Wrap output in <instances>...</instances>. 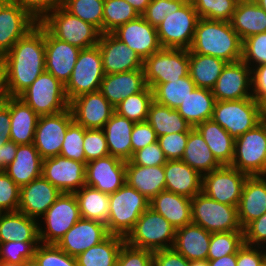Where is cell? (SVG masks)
Returning a JSON list of instances; mask_svg holds the SVG:
<instances>
[{
    "label": "cell",
    "mask_w": 266,
    "mask_h": 266,
    "mask_svg": "<svg viewBox=\"0 0 266 266\" xmlns=\"http://www.w3.org/2000/svg\"><path fill=\"white\" fill-rule=\"evenodd\" d=\"M204 138L215 159L223 165H231L234 155L235 140L212 119L194 127Z\"/></svg>",
    "instance_id": "cell-37"
},
{
    "label": "cell",
    "mask_w": 266,
    "mask_h": 266,
    "mask_svg": "<svg viewBox=\"0 0 266 266\" xmlns=\"http://www.w3.org/2000/svg\"><path fill=\"white\" fill-rule=\"evenodd\" d=\"M20 266H40L35 258L25 260Z\"/></svg>",
    "instance_id": "cell-72"
},
{
    "label": "cell",
    "mask_w": 266,
    "mask_h": 266,
    "mask_svg": "<svg viewBox=\"0 0 266 266\" xmlns=\"http://www.w3.org/2000/svg\"><path fill=\"white\" fill-rule=\"evenodd\" d=\"M244 243L251 246L266 244V212L243 229Z\"/></svg>",
    "instance_id": "cell-62"
},
{
    "label": "cell",
    "mask_w": 266,
    "mask_h": 266,
    "mask_svg": "<svg viewBox=\"0 0 266 266\" xmlns=\"http://www.w3.org/2000/svg\"><path fill=\"white\" fill-rule=\"evenodd\" d=\"M18 145L13 141H8L0 146V172L5 171L13 162L17 153Z\"/></svg>",
    "instance_id": "cell-67"
},
{
    "label": "cell",
    "mask_w": 266,
    "mask_h": 266,
    "mask_svg": "<svg viewBox=\"0 0 266 266\" xmlns=\"http://www.w3.org/2000/svg\"><path fill=\"white\" fill-rule=\"evenodd\" d=\"M210 240L211 232L190 223L176 229L172 248L188 261L207 260Z\"/></svg>",
    "instance_id": "cell-29"
},
{
    "label": "cell",
    "mask_w": 266,
    "mask_h": 266,
    "mask_svg": "<svg viewBox=\"0 0 266 266\" xmlns=\"http://www.w3.org/2000/svg\"><path fill=\"white\" fill-rule=\"evenodd\" d=\"M264 248H265V249H264ZM263 250H264V252H265V255H266V246H264V247H263Z\"/></svg>",
    "instance_id": "cell-79"
},
{
    "label": "cell",
    "mask_w": 266,
    "mask_h": 266,
    "mask_svg": "<svg viewBox=\"0 0 266 266\" xmlns=\"http://www.w3.org/2000/svg\"><path fill=\"white\" fill-rule=\"evenodd\" d=\"M147 122L157 137L171 133L189 132L193 127L176 109L152 101L148 109Z\"/></svg>",
    "instance_id": "cell-40"
},
{
    "label": "cell",
    "mask_w": 266,
    "mask_h": 266,
    "mask_svg": "<svg viewBox=\"0 0 266 266\" xmlns=\"http://www.w3.org/2000/svg\"><path fill=\"white\" fill-rule=\"evenodd\" d=\"M244 244L243 231L211 233L207 260H215L229 254H237Z\"/></svg>",
    "instance_id": "cell-48"
},
{
    "label": "cell",
    "mask_w": 266,
    "mask_h": 266,
    "mask_svg": "<svg viewBox=\"0 0 266 266\" xmlns=\"http://www.w3.org/2000/svg\"><path fill=\"white\" fill-rule=\"evenodd\" d=\"M20 187L4 172H0V208L4 212L18 211Z\"/></svg>",
    "instance_id": "cell-58"
},
{
    "label": "cell",
    "mask_w": 266,
    "mask_h": 266,
    "mask_svg": "<svg viewBox=\"0 0 266 266\" xmlns=\"http://www.w3.org/2000/svg\"><path fill=\"white\" fill-rule=\"evenodd\" d=\"M4 211L0 208V217L3 215Z\"/></svg>",
    "instance_id": "cell-77"
},
{
    "label": "cell",
    "mask_w": 266,
    "mask_h": 266,
    "mask_svg": "<svg viewBox=\"0 0 266 266\" xmlns=\"http://www.w3.org/2000/svg\"><path fill=\"white\" fill-rule=\"evenodd\" d=\"M153 266H190V261L169 248L153 252Z\"/></svg>",
    "instance_id": "cell-64"
},
{
    "label": "cell",
    "mask_w": 266,
    "mask_h": 266,
    "mask_svg": "<svg viewBox=\"0 0 266 266\" xmlns=\"http://www.w3.org/2000/svg\"><path fill=\"white\" fill-rule=\"evenodd\" d=\"M199 18L230 22L237 0H190Z\"/></svg>",
    "instance_id": "cell-49"
},
{
    "label": "cell",
    "mask_w": 266,
    "mask_h": 266,
    "mask_svg": "<svg viewBox=\"0 0 266 266\" xmlns=\"http://www.w3.org/2000/svg\"><path fill=\"white\" fill-rule=\"evenodd\" d=\"M69 108L73 120L85 129H103L115 112L99 90L77 96L69 102Z\"/></svg>",
    "instance_id": "cell-20"
},
{
    "label": "cell",
    "mask_w": 266,
    "mask_h": 266,
    "mask_svg": "<svg viewBox=\"0 0 266 266\" xmlns=\"http://www.w3.org/2000/svg\"><path fill=\"white\" fill-rule=\"evenodd\" d=\"M126 183V161L108 155L86 163L85 185L106 194L116 192Z\"/></svg>",
    "instance_id": "cell-16"
},
{
    "label": "cell",
    "mask_w": 266,
    "mask_h": 266,
    "mask_svg": "<svg viewBox=\"0 0 266 266\" xmlns=\"http://www.w3.org/2000/svg\"><path fill=\"white\" fill-rule=\"evenodd\" d=\"M62 193L43 176L20 188L18 211L38 219Z\"/></svg>",
    "instance_id": "cell-25"
},
{
    "label": "cell",
    "mask_w": 266,
    "mask_h": 266,
    "mask_svg": "<svg viewBox=\"0 0 266 266\" xmlns=\"http://www.w3.org/2000/svg\"><path fill=\"white\" fill-rule=\"evenodd\" d=\"M74 195L78 202L81 218L107 223L109 194L85 185L74 192Z\"/></svg>",
    "instance_id": "cell-43"
},
{
    "label": "cell",
    "mask_w": 266,
    "mask_h": 266,
    "mask_svg": "<svg viewBox=\"0 0 266 266\" xmlns=\"http://www.w3.org/2000/svg\"><path fill=\"white\" fill-rule=\"evenodd\" d=\"M39 115L19 97H10V139L17 145L34 142Z\"/></svg>",
    "instance_id": "cell-33"
},
{
    "label": "cell",
    "mask_w": 266,
    "mask_h": 266,
    "mask_svg": "<svg viewBox=\"0 0 266 266\" xmlns=\"http://www.w3.org/2000/svg\"><path fill=\"white\" fill-rule=\"evenodd\" d=\"M191 214L192 223L211 233L243 231L236 206L219 203L203 192L191 199Z\"/></svg>",
    "instance_id": "cell-7"
},
{
    "label": "cell",
    "mask_w": 266,
    "mask_h": 266,
    "mask_svg": "<svg viewBox=\"0 0 266 266\" xmlns=\"http://www.w3.org/2000/svg\"><path fill=\"white\" fill-rule=\"evenodd\" d=\"M190 266H208V260L190 261Z\"/></svg>",
    "instance_id": "cell-73"
},
{
    "label": "cell",
    "mask_w": 266,
    "mask_h": 266,
    "mask_svg": "<svg viewBox=\"0 0 266 266\" xmlns=\"http://www.w3.org/2000/svg\"><path fill=\"white\" fill-rule=\"evenodd\" d=\"M10 97L7 84V68L3 56H0V103Z\"/></svg>",
    "instance_id": "cell-68"
},
{
    "label": "cell",
    "mask_w": 266,
    "mask_h": 266,
    "mask_svg": "<svg viewBox=\"0 0 266 266\" xmlns=\"http://www.w3.org/2000/svg\"><path fill=\"white\" fill-rule=\"evenodd\" d=\"M61 5L71 14L92 24L103 33L104 0H62Z\"/></svg>",
    "instance_id": "cell-47"
},
{
    "label": "cell",
    "mask_w": 266,
    "mask_h": 266,
    "mask_svg": "<svg viewBox=\"0 0 266 266\" xmlns=\"http://www.w3.org/2000/svg\"><path fill=\"white\" fill-rule=\"evenodd\" d=\"M40 24L54 37L80 49L96 46L101 32L92 24L68 12L61 4Z\"/></svg>",
    "instance_id": "cell-4"
},
{
    "label": "cell",
    "mask_w": 266,
    "mask_h": 266,
    "mask_svg": "<svg viewBox=\"0 0 266 266\" xmlns=\"http://www.w3.org/2000/svg\"><path fill=\"white\" fill-rule=\"evenodd\" d=\"M83 142L85 163L110 155L103 129L84 128Z\"/></svg>",
    "instance_id": "cell-54"
},
{
    "label": "cell",
    "mask_w": 266,
    "mask_h": 266,
    "mask_svg": "<svg viewBox=\"0 0 266 266\" xmlns=\"http://www.w3.org/2000/svg\"><path fill=\"white\" fill-rule=\"evenodd\" d=\"M84 127L73 121L64 136L60 156L85 163Z\"/></svg>",
    "instance_id": "cell-51"
},
{
    "label": "cell",
    "mask_w": 266,
    "mask_h": 266,
    "mask_svg": "<svg viewBox=\"0 0 266 266\" xmlns=\"http://www.w3.org/2000/svg\"><path fill=\"white\" fill-rule=\"evenodd\" d=\"M188 0H151L141 15L152 26L157 27L167 16L179 10Z\"/></svg>",
    "instance_id": "cell-55"
},
{
    "label": "cell",
    "mask_w": 266,
    "mask_h": 266,
    "mask_svg": "<svg viewBox=\"0 0 266 266\" xmlns=\"http://www.w3.org/2000/svg\"><path fill=\"white\" fill-rule=\"evenodd\" d=\"M157 139L156 132L147 121L135 123L131 132L132 154L157 142Z\"/></svg>",
    "instance_id": "cell-61"
},
{
    "label": "cell",
    "mask_w": 266,
    "mask_h": 266,
    "mask_svg": "<svg viewBox=\"0 0 266 266\" xmlns=\"http://www.w3.org/2000/svg\"><path fill=\"white\" fill-rule=\"evenodd\" d=\"M135 122L118 115L112 114L103 127V132L111 156L128 161L132 157L131 132Z\"/></svg>",
    "instance_id": "cell-35"
},
{
    "label": "cell",
    "mask_w": 266,
    "mask_h": 266,
    "mask_svg": "<svg viewBox=\"0 0 266 266\" xmlns=\"http://www.w3.org/2000/svg\"><path fill=\"white\" fill-rule=\"evenodd\" d=\"M201 176L220 168L222 165L215 159L201 134L192 128L181 159Z\"/></svg>",
    "instance_id": "cell-39"
},
{
    "label": "cell",
    "mask_w": 266,
    "mask_h": 266,
    "mask_svg": "<svg viewBox=\"0 0 266 266\" xmlns=\"http://www.w3.org/2000/svg\"><path fill=\"white\" fill-rule=\"evenodd\" d=\"M73 121L70 108L39 116L33 144L43 160L60 155L65 133Z\"/></svg>",
    "instance_id": "cell-15"
},
{
    "label": "cell",
    "mask_w": 266,
    "mask_h": 266,
    "mask_svg": "<svg viewBox=\"0 0 266 266\" xmlns=\"http://www.w3.org/2000/svg\"><path fill=\"white\" fill-rule=\"evenodd\" d=\"M252 97L260 102L266 96V64L251 69Z\"/></svg>",
    "instance_id": "cell-65"
},
{
    "label": "cell",
    "mask_w": 266,
    "mask_h": 266,
    "mask_svg": "<svg viewBox=\"0 0 266 266\" xmlns=\"http://www.w3.org/2000/svg\"><path fill=\"white\" fill-rule=\"evenodd\" d=\"M215 102L210 89L195 87L176 110L194 128L212 119Z\"/></svg>",
    "instance_id": "cell-38"
},
{
    "label": "cell",
    "mask_w": 266,
    "mask_h": 266,
    "mask_svg": "<svg viewBox=\"0 0 266 266\" xmlns=\"http://www.w3.org/2000/svg\"><path fill=\"white\" fill-rule=\"evenodd\" d=\"M226 63L213 56L189 53V76L196 87L211 90Z\"/></svg>",
    "instance_id": "cell-42"
},
{
    "label": "cell",
    "mask_w": 266,
    "mask_h": 266,
    "mask_svg": "<svg viewBox=\"0 0 266 266\" xmlns=\"http://www.w3.org/2000/svg\"><path fill=\"white\" fill-rule=\"evenodd\" d=\"M10 97H18L45 68V28L40 24L20 38L3 56Z\"/></svg>",
    "instance_id": "cell-1"
},
{
    "label": "cell",
    "mask_w": 266,
    "mask_h": 266,
    "mask_svg": "<svg viewBox=\"0 0 266 266\" xmlns=\"http://www.w3.org/2000/svg\"><path fill=\"white\" fill-rule=\"evenodd\" d=\"M40 242L10 241L0 243V263L20 266L25 260L33 259Z\"/></svg>",
    "instance_id": "cell-50"
},
{
    "label": "cell",
    "mask_w": 266,
    "mask_h": 266,
    "mask_svg": "<svg viewBox=\"0 0 266 266\" xmlns=\"http://www.w3.org/2000/svg\"><path fill=\"white\" fill-rule=\"evenodd\" d=\"M34 258L40 266H77L76 257H72L59 248L56 244L40 243Z\"/></svg>",
    "instance_id": "cell-53"
},
{
    "label": "cell",
    "mask_w": 266,
    "mask_h": 266,
    "mask_svg": "<svg viewBox=\"0 0 266 266\" xmlns=\"http://www.w3.org/2000/svg\"><path fill=\"white\" fill-rule=\"evenodd\" d=\"M111 33L135 51L143 61L162 48L157 27L142 16L117 27Z\"/></svg>",
    "instance_id": "cell-21"
},
{
    "label": "cell",
    "mask_w": 266,
    "mask_h": 266,
    "mask_svg": "<svg viewBox=\"0 0 266 266\" xmlns=\"http://www.w3.org/2000/svg\"><path fill=\"white\" fill-rule=\"evenodd\" d=\"M124 242V237L110 234L101 243L78 255L77 266H116Z\"/></svg>",
    "instance_id": "cell-41"
},
{
    "label": "cell",
    "mask_w": 266,
    "mask_h": 266,
    "mask_svg": "<svg viewBox=\"0 0 266 266\" xmlns=\"http://www.w3.org/2000/svg\"><path fill=\"white\" fill-rule=\"evenodd\" d=\"M147 86L168 83L189 74V49L161 48L143 61Z\"/></svg>",
    "instance_id": "cell-10"
},
{
    "label": "cell",
    "mask_w": 266,
    "mask_h": 266,
    "mask_svg": "<svg viewBox=\"0 0 266 266\" xmlns=\"http://www.w3.org/2000/svg\"><path fill=\"white\" fill-rule=\"evenodd\" d=\"M139 16L126 0H104L103 33H111L117 27Z\"/></svg>",
    "instance_id": "cell-46"
},
{
    "label": "cell",
    "mask_w": 266,
    "mask_h": 266,
    "mask_svg": "<svg viewBox=\"0 0 266 266\" xmlns=\"http://www.w3.org/2000/svg\"><path fill=\"white\" fill-rule=\"evenodd\" d=\"M237 1H255V0H237Z\"/></svg>",
    "instance_id": "cell-78"
},
{
    "label": "cell",
    "mask_w": 266,
    "mask_h": 266,
    "mask_svg": "<svg viewBox=\"0 0 266 266\" xmlns=\"http://www.w3.org/2000/svg\"><path fill=\"white\" fill-rule=\"evenodd\" d=\"M149 207L165 217L175 229L192 223L191 199L188 197L165 190L150 200Z\"/></svg>",
    "instance_id": "cell-31"
},
{
    "label": "cell",
    "mask_w": 266,
    "mask_h": 266,
    "mask_svg": "<svg viewBox=\"0 0 266 266\" xmlns=\"http://www.w3.org/2000/svg\"><path fill=\"white\" fill-rule=\"evenodd\" d=\"M211 91L216 101L251 98V68L242 60L226 63Z\"/></svg>",
    "instance_id": "cell-17"
},
{
    "label": "cell",
    "mask_w": 266,
    "mask_h": 266,
    "mask_svg": "<svg viewBox=\"0 0 266 266\" xmlns=\"http://www.w3.org/2000/svg\"><path fill=\"white\" fill-rule=\"evenodd\" d=\"M242 43L230 22L199 18L189 53L209 55L232 63L242 60Z\"/></svg>",
    "instance_id": "cell-2"
},
{
    "label": "cell",
    "mask_w": 266,
    "mask_h": 266,
    "mask_svg": "<svg viewBox=\"0 0 266 266\" xmlns=\"http://www.w3.org/2000/svg\"><path fill=\"white\" fill-rule=\"evenodd\" d=\"M212 120L235 140L261 122L260 104L253 97L216 101Z\"/></svg>",
    "instance_id": "cell-6"
},
{
    "label": "cell",
    "mask_w": 266,
    "mask_h": 266,
    "mask_svg": "<svg viewBox=\"0 0 266 266\" xmlns=\"http://www.w3.org/2000/svg\"><path fill=\"white\" fill-rule=\"evenodd\" d=\"M37 23L14 0L0 1V56L8 53Z\"/></svg>",
    "instance_id": "cell-19"
},
{
    "label": "cell",
    "mask_w": 266,
    "mask_h": 266,
    "mask_svg": "<svg viewBox=\"0 0 266 266\" xmlns=\"http://www.w3.org/2000/svg\"><path fill=\"white\" fill-rule=\"evenodd\" d=\"M80 218L74 193H62L41 217L46 227H42L39 223L40 243L57 244Z\"/></svg>",
    "instance_id": "cell-13"
},
{
    "label": "cell",
    "mask_w": 266,
    "mask_h": 266,
    "mask_svg": "<svg viewBox=\"0 0 266 266\" xmlns=\"http://www.w3.org/2000/svg\"><path fill=\"white\" fill-rule=\"evenodd\" d=\"M39 116L56 114L69 108L65 85L44 71L18 96Z\"/></svg>",
    "instance_id": "cell-9"
},
{
    "label": "cell",
    "mask_w": 266,
    "mask_h": 266,
    "mask_svg": "<svg viewBox=\"0 0 266 266\" xmlns=\"http://www.w3.org/2000/svg\"><path fill=\"white\" fill-rule=\"evenodd\" d=\"M106 224L97 220L80 218L56 244L72 257L101 243L109 236Z\"/></svg>",
    "instance_id": "cell-23"
},
{
    "label": "cell",
    "mask_w": 266,
    "mask_h": 266,
    "mask_svg": "<svg viewBox=\"0 0 266 266\" xmlns=\"http://www.w3.org/2000/svg\"><path fill=\"white\" fill-rule=\"evenodd\" d=\"M97 45L105 74L143 69L140 56L112 33H102Z\"/></svg>",
    "instance_id": "cell-22"
},
{
    "label": "cell",
    "mask_w": 266,
    "mask_h": 266,
    "mask_svg": "<svg viewBox=\"0 0 266 266\" xmlns=\"http://www.w3.org/2000/svg\"><path fill=\"white\" fill-rule=\"evenodd\" d=\"M164 172L166 191L190 199L202 192V176L182 160H168Z\"/></svg>",
    "instance_id": "cell-28"
},
{
    "label": "cell",
    "mask_w": 266,
    "mask_h": 266,
    "mask_svg": "<svg viewBox=\"0 0 266 266\" xmlns=\"http://www.w3.org/2000/svg\"><path fill=\"white\" fill-rule=\"evenodd\" d=\"M237 208L243 229L266 212V175L247 177Z\"/></svg>",
    "instance_id": "cell-27"
},
{
    "label": "cell",
    "mask_w": 266,
    "mask_h": 266,
    "mask_svg": "<svg viewBox=\"0 0 266 266\" xmlns=\"http://www.w3.org/2000/svg\"><path fill=\"white\" fill-rule=\"evenodd\" d=\"M150 201L129 184L109 194V213L106 223L109 234L126 237L149 207Z\"/></svg>",
    "instance_id": "cell-3"
},
{
    "label": "cell",
    "mask_w": 266,
    "mask_h": 266,
    "mask_svg": "<svg viewBox=\"0 0 266 266\" xmlns=\"http://www.w3.org/2000/svg\"><path fill=\"white\" fill-rule=\"evenodd\" d=\"M147 87L144 70L105 74L99 91L115 108L128 96L142 92Z\"/></svg>",
    "instance_id": "cell-26"
},
{
    "label": "cell",
    "mask_w": 266,
    "mask_h": 266,
    "mask_svg": "<svg viewBox=\"0 0 266 266\" xmlns=\"http://www.w3.org/2000/svg\"><path fill=\"white\" fill-rule=\"evenodd\" d=\"M10 139V97L3 103H0V146L4 145Z\"/></svg>",
    "instance_id": "cell-66"
},
{
    "label": "cell",
    "mask_w": 266,
    "mask_h": 266,
    "mask_svg": "<svg viewBox=\"0 0 266 266\" xmlns=\"http://www.w3.org/2000/svg\"><path fill=\"white\" fill-rule=\"evenodd\" d=\"M236 254H229L215 260H208V266H236Z\"/></svg>",
    "instance_id": "cell-69"
},
{
    "label": "cell",
    "mask_w": 266,
    "mask_h": 266,
    "mask_svg": "<svg viewBox=\"0 0 266 266\" xmlns=\"http://www.w3.org/2000/svg\"><path fill=\"white\" fill-rule=\"evenodd\" d=\"M42 162L33 143L18 145L15 159L4 172L21 188L42 176Z\"/></svg>",
    "instance_id": "cell-30"
},
{
    "label": "cell",
    "mask_w": 266,
    "mask_h": 266,
    "mask_svg": "<svg viewBox=\"0 0 266 266\" xmlns=\"http://www.w3.org/2000/svg\"><path fill=\"white\" fill-rule=\"evenodd\" d=\"M175 231L165 217L148 207L125 237V242L152 252L169 249L174 244Z\"/></svg>",
    "instance_id": "cell-5"
},
{
    "label": "cell",
    "mask_w": 266,
    "mask_h": 266,
    "mask_svg": "<svg viewBox=\"0 0 266 266\" xmlns=\"http://www.w3.org/2000/svg\"><path fill=\"white\" fill-rule=\"evenodd\" d=\"M105 73L98 45L81 49L70 80L65 85V94L70 102L79 95L100 89Z\"/></svg>",
    "instance_id": "cell-11"
},
{
    "label": "cell",
    "mask_w": 266,
    "mask_h": 266,
    "mask_svg": "<svg viewBox=\"0 0 266 266\" xmlns=\"http://www.w3.org/2000/svg\"><path fill=\"white\" fill-rule=\"evenodd\" d=\"M260 104V120L266 123V96L259 102Z\"/></svg>",
    "instance_id": "cell-71"
},
{
    "label": "cell",
    "mask_w": 266,
    "mask_h": 266,
    "mask_svg": "<svg viewBox=\"0 0 266 266\" xmlns=\"http://www.w3.org/2000/svg\"><path fill=\"white\" fill-rule=\"evenodd\" d=\"M166 15L157 26L161 47L189 49L199 20L192 2L188 0L179 10Z\"/></svg>",
    "instance_id": "cell-12"
},
{
    "label": "cell",
    "mask_w": 266,
    "mask_h": 266,
    "mask_svg": "<svg viewBox=\"0 0 266 266\" xmlns=\"http://www.w3.org/2000/svg\"><path fill=\"white\" fill-rule=\"evenodd\" d=\"M132 7L136 10V12L141 16L148 5L150 4L151 0H126Z\"/></svg>",
    "instance_id": "cell-70"
},
{
    "label": "cell",
    "mask_w": 266,
    "mask_h": 266,
    "mask_svg": "<svg viewBox=\"0 0 266 266\" xmlns=\"http://www.w3.org/2000/svg\"><path fill=\"white\" fill-rule=\"evenodd\" d=\"M188 140V132L171 133L158 137L157 141L167 160H181Z\"/></svg>",
    "instance_id": "cell-57"
},
{
    "label": "cell",
    "mask_w": 266,
    "mask_h": 266,
    "mask_svg": "<svg viewBox=\"0 0 266 266\" xmlns=\"http://www.w3.org/2000/svg\"><path fill=\"white\" fill-rule=\"evenodd\" d=\"M80 48L61 41L45 29V68L62 84L70 80Z\"/></svg>",
    "instance_id": "cell-24"
},
{
    "label": "cell",
    "mask_w": 266,
    "mask_h": 266,
    "mask_svg": "<svg viewBox=\"0 0 266 266\" xmlns=\"http://www.w3.org/2000/svg\"><path fill=\"white\" fill-rule=\"evenodd\" d=\"M260 266H266V259L260 264Z\"/></svg>",
    "instance_id": "cell-75"
},
{
    "label": "cell",
    "mask_w": 266,
    "mask_h": 266,
    "mask_svg": "<svg viewBox=\"0 0 266 266\" xmlns=\"http://www.w3.org/2000/svg\"><path fill=\"white\" fill-rule=\"evenodd\" d=\"M230 166L248 176L266 175V123L260 122L235 139Z\"/></svg>",
    "instance_id": "cell-8"
},
{
    "label": "cell",
    "mask_w": 266,
    "mask_h": 266,
    "mask_svg": "<svg viewBox=\"0 0 266 266\" xmlns=\"http://www.w3.org/2000/svg\"><path fill=\"white\" fill-rule=\"evenodd\" d=\"M86 163L57 155L42 162V176L61 193H74L85 186Z\"/></svg>",
    "instance_id": "cell-18"
},
{
    "label": "cell",
    "mask_w": 266,
    "mask_h": 266,
    "mask_svg": "<svg viewBox=\"0 0 266 266\" xmlns=\"http://www.w3.org/2000/svg\"><path fill=\"white\" fill-rule=\"evenodd\" d=\"M248 175L230 165H223L202 176V192L226 205L238 206Z\"/></svg>",
    "instance_id": "cell-14"
},
{
    "label": "cell",
    "mask_w": 266,
    "mask_h": 266,
    "mask_svg": "<svg viewBox=\"0 0 266 266\" xmlns=\"http://www.w3.org/2000/svg\"><path fill=\"white\" fill-rule=\"evenodd\" d=\"M195 87V83L188 74L168 83L154 84L151 89L153 90L154 101L176 109Z\"/></svg>",
    "instance_id": "cell-44"
},
{
    "label": "cell",
    "mask_w": 266,
    "mask_h": 266,
    "mask_svg": "<svg viewBox=\"0 0 266 266\" xmlns=\"http://www.w3.org/2000/svg\"><path fill=\"white\" fill-rule=\"evenodd\" d=\"M153 90L147 86L142 92L128 96L114 109L115 112L135 123L147 121L148 109L153 101Z\"/></svg>",
    "instance_id": "cell-45"
},
{
    "label": "cell",
    "mask_w": 266,
    "mask_h": 266,
    "mask_svg": "<svg viewBox=\"0 0 266 266\" xmlns=\"http://www.w3.org/2000/svg\"><path fill=\"white\" fill-rule=\"evenodd\" d=\"M116 266H153V252L124 242Z\"/></svg>",
    "instance_id": "cell-56"
},
{
    "label": "cell",
    "mask_w": 266,
    "mask_h": 266,
    "mask_svg": "<svg viewBox=\"0 0 266 266\" xmlns=\"http://www.w3.org/2000/svg\"><path fill=\"white\" fill-rule=\"evenodd\" d=\"M255 2L266 12V0H255Z\"/></svg>",
    "instance_id": "cell-74"
},
{
    "label": "cell",
    "mask_w": 266,
    "mask_h": 266,
    "mask_svg": "<svg viewBox=\"0 0 266 266\" xmlns=\"http://www.w3.org/2000/svg\"><path fill=\"white\" fill-rule=\"evenodd\" d=\"M0 266H14V265H8V264L0 263Z\"/></svg>",
    "instance_id": "cell-76"
},
{
    "label": "cell",
    "mask_w": 266,
    "mask_h": 266,
    "mask_svg": "<svg viewBox=\"0 0 266 266\" xmlns=\"http://www.w3.org/2000/svg\"><path fill=\"white\" fill-rule=\"evenodd\" d=\"M242 61L251 69L266 64V32L247 37L243 40Z\"/></svg>",
    "instance_id": "cell-52"
},
{
    "label": "cell",
    "mask_w": 266,
    "mask_h": 266,
    "mask_svg": "<svg viewBox=\"0 0 266 266\" xmlns=\"http://www.w3.org/2000/svg\"><path fill=\"white\" fill-rule=\"evenodd\" d=\"M230 23L243 41L266 32V12L255 1H238Z\"/></svg>",
    "instance_id": "cell-36"
},
{
    "label": "cell",
    "mask_w": 266,
    "mask_h": 266,
    "mask_svg": "<svg viewBox=\"0 0 266 266\" xmlns=\"http://www.w3.org/2000/svg\"><path fill=\"white\" fill-rule=\"evenodd\" d=\"M126 183L150 201L154 196L165 191L164 166L145 167L126 161Z\"/></svg>",
    "instance_id": "cell-34"
},
{
    "label": "cell",
    "mask_w": 266,
    "mask_h": 266,
    "mask_svg": "<svg viewBox=\"0 0 266 266\" xmlns=\"http://www.w3.org/2000/svg\"><path fill=\"white\" fill-rule=\"evenodd\" d=\"M39 221L20 211L4 212L0 217V243L40 242Z\"/></svg>",
    "instance_id": "cell-32"
},
{
    "label": "cell",
    "mask_w": 266,
    "mask_h": 266,
    "mask_svg": "<svg viewBox=\"0 0 266 266\" xmlns=\"http://www.w3.org/2000/svg\"><path fill=\"white\" fill-rule=\"evenodd\" d=\"M128 161L134 165L152 167L164 166L168 160L157 141L134 152Z\"/></svg>",
    "instance_id": "cell-59"
},
{
    "label": "cell",
    "mask_w": 266,
    "mask_h": 266,
    "mask_svg": "<svg viewBox=\"0 0 266 266\" xmlns=\"http://www.w3.org/2000/svg\"><path fill=\"white\" fill-rule=\"evenodd\" d=\"M35 21L40 23L62 0H14Z\"/></svg>",
    "instance_id": "cell-60"
},
{
    "label": "cell",
    "mask_w": 266,
    "mask_h": 266,
    "mask_svg": "<svg viewBox=\"0 0 266 266\" xmlns=\"http://www.w3.org/2000/svg\"><path fill=\"white\" fill-rule=\"evenodd\" d=\"M265 259L263 247L244 243L237 251L236 266H260Z\"/></svg>",
    "instance_id": "cell-63"
}]
</instances>
